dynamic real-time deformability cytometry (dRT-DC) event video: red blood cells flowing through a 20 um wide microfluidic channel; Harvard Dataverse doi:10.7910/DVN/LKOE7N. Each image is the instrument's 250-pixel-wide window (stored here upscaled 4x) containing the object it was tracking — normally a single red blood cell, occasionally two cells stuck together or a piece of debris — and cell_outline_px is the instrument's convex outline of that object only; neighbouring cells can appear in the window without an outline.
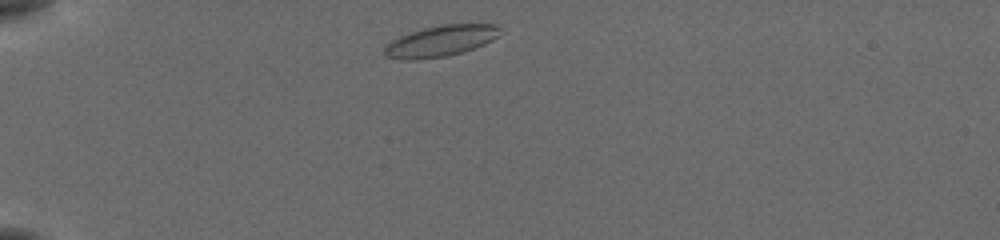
{"species": "common noctule bat (a hibernating species)", "species_latin": "Nyctalus noctula", "temperature_condition": "cold", "stored_images_in_passage": 18, "camera_frame_rate_fps": 3000, "um_per_image_px": 0.085, "animal": {"sex": "female", "body_mass_g": 19.5, "forearm_length_mm": 54.1}, "frame": {"image": 1, "passage_image": 2, "time_ms": 0.333, "image_size_px": [1000, 240], "cell_outline_px": [[500, 36], [484, 44], [460, 52], [444, 56], [412, 60], [400, 60], [384, 56], [384, 48], [392, 40], [400, 36], [424, 28], [444, 24], [496, 24], [500, 28]], "centroid_in_image_um": [37.45, 3.48], "position_along_channel_um": 47.5, "area_um2": 20.69}}
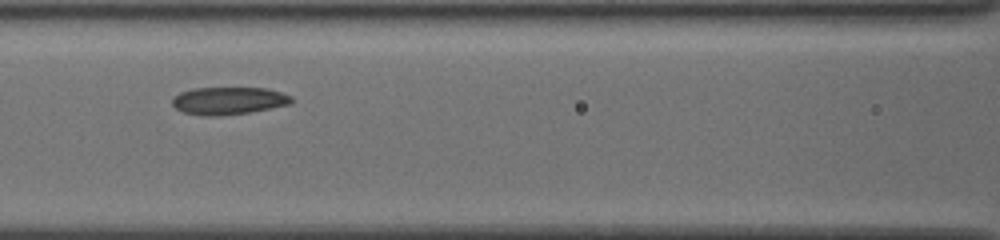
{"frame": {"image": 2, "passage_image": 13, "time_ms": 4.0, "image_size_px": [1000, 240], "cell_outline_px": [[292, 104], [248, 112], [220, 116], [204, 116], [184, 112], [176, 108], [172, 104], [172, 96], [180, 92], [192, 88], [268, 88], [292, 96]], "centroid_in_image_um": [19.41, 8.56], "position_along_channel_um": 147.2, "area_um2": 19.19}}
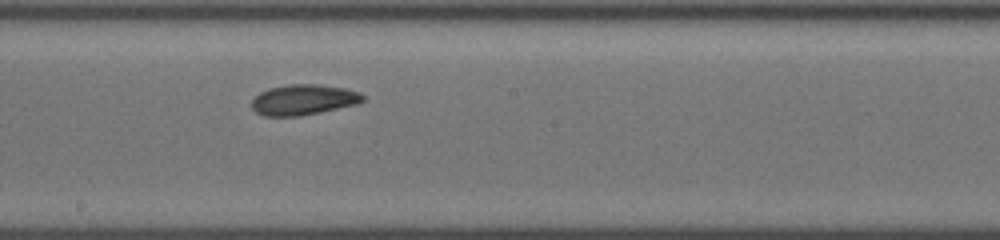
{"frame": {"image": 3, "passage_image": 18, "time_ms": 5.667, "image_size_px": [1000, 240], "cell_outline_px": [[364, 100], [360, 104], [300, 116], [264, 116], [256, 112], [252, 108], [252, 100], [260, 92], [268, 88], [288, 84], [316, 84], [344, 88], [360, 92], [364, 96]], "centroid_in_image_um": [25.81, 8.48], "position_along_channel_um": 222.4, "area_um2": 19.88}}